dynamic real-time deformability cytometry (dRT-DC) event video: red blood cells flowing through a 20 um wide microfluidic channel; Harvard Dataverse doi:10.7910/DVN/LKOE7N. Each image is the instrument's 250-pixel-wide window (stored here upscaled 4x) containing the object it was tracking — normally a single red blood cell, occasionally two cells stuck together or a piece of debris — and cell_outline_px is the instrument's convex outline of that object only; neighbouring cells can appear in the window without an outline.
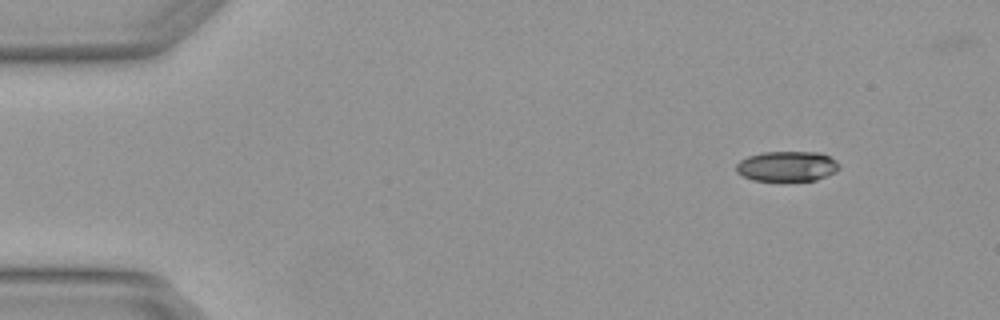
{"species": "Egyptian fruit bat (a non-hibernating species)", "species_latin": "Rousettus aegyptiacus", "temperature_condition": "warm", "stored_images_in_passage": 3, "camera_frame_rate_fps": 3000, "um_per_image_px": 0.085, "animal": {"sex": "female"}, "frame": {"image": 1, "passage_image": 1, "time_ms": 0.0, "image_size_px": [1000, 320], "cell_outline_px": [[840, 168], [836, 172], [816, 180], [752, 180], [736, 172], [736, 164], [740, 160], [748, 156], [764, 152], [820, 152], [836, 160], [840, 164]], "centroid_in_image_um": [66.92, 14.12], "position_along_channel_um": 18.1, "area_um2": 18.09}}